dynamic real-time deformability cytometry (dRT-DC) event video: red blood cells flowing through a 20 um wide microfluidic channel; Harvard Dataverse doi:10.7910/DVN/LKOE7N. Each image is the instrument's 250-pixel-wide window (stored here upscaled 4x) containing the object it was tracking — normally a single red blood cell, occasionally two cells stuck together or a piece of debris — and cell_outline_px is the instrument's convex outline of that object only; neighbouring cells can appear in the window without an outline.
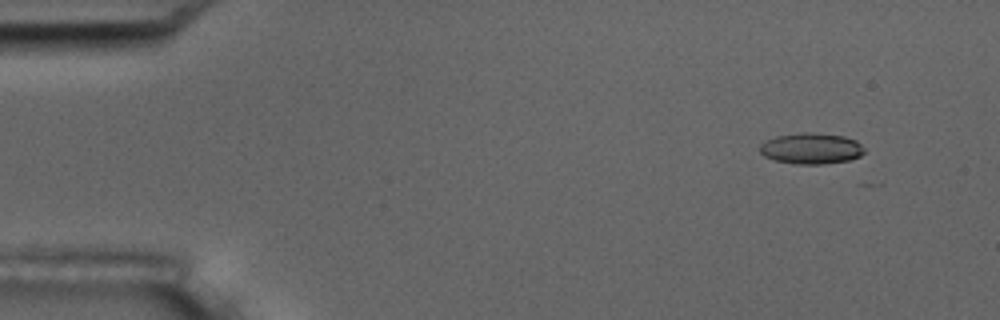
{"species": "common noctule bat (a hibernating species)", "species_latin": "Nyctalus noctula", "temperature_condition": "room temperature", "stored_images_in_passage": 4, "camera_frame_rate_fps": 3000, "um_per_image_px": 0.085, "animal": {"sex": "male", "body_mass_g": 17.5, "forearm_length_mm": 52.3}, "frame": {"image": 1, "passage_image": 1, "time_ms": 0.0, "image_size_px": [1000, 320], "cell_outline_px": [[864, 152], [860, 156], [848, 160], [820, 164], [796, 164], [776, 160], [764, 156], [760, 152], [760, 144], [764, 140], [776, 136], [800, 132], [808, 132], [844, 136], [856, 140], [864, 148]], "centroid_in_image_um": [68.93, 12.61], "position_along_channel_um": 16.1, "area_um2": 18.84}}
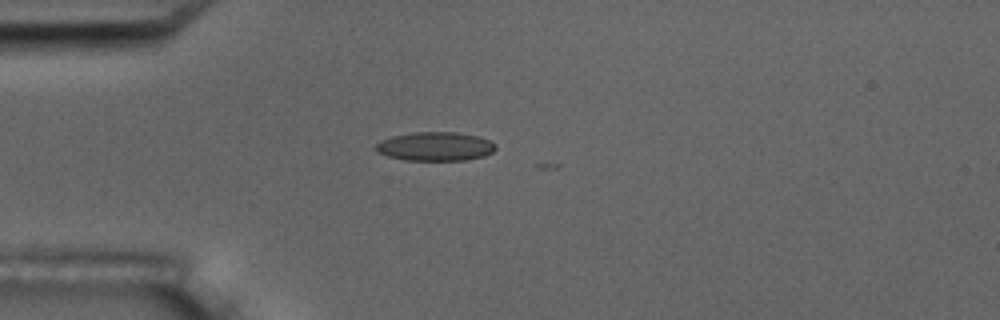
{"frame": {"image": 2, "passage_image": 4, "time_ms": 3.333, "image_size_px": [1000, 320], "cell_outline_px": [[496, 148], [492, 152], [484, 156], [464, 160], [404, 160], [388, 156], [376, 152], [372, 148], [380, 140], [392, 136], [412, 132], [456, 132], [480, 136], [496, 144]], "centroid_in_image_um": [36.96, 12.44], "position_along_channel_um": 48.0, "area_um2": 20.35}}